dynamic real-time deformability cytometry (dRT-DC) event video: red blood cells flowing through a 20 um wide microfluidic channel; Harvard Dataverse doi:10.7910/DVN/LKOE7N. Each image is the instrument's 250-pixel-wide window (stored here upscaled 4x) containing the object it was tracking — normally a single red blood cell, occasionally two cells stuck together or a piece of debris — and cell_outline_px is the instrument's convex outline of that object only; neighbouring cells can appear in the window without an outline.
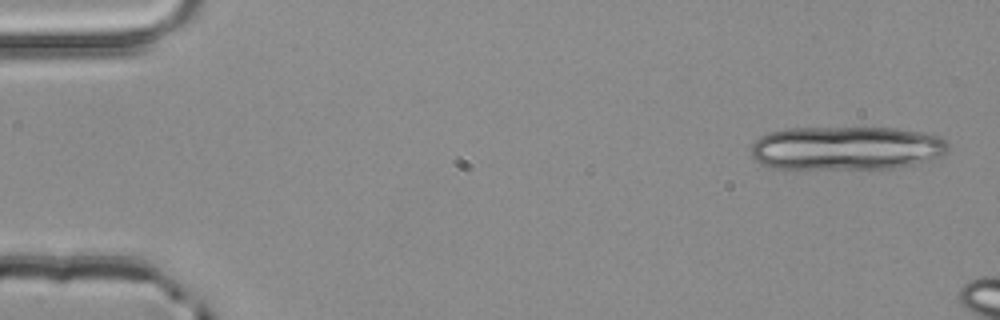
{"species": "common noctule bat (a hibernating species)", "species_latin": "Nyctalus noctula", "temperature_condition": "room temperature", "stored_images_in_passage": 3, "camera_frame_rate_fps": 3000, "um_per_image_px": 0.085, "animal": {"sex": "male", "body_mass_g": 20.4}, "frame": {"image": 1, "passage_image": 1, "time_ms": 0.0, "image_size_px": [1000, 320], "cell_outline_px": [[948, 152], [928, 160], [896, 168], [772, 168], [760, 164], [752, 156], [752, 144], [760, 136], [768, 132], [788, 128], [896, 128], [920, 132], [940, 136], [948, 144]], "centroid_in_image_um": [71.91, 12.58], "position_along_channel_um": 13.1, "area_um2": 50.11}}